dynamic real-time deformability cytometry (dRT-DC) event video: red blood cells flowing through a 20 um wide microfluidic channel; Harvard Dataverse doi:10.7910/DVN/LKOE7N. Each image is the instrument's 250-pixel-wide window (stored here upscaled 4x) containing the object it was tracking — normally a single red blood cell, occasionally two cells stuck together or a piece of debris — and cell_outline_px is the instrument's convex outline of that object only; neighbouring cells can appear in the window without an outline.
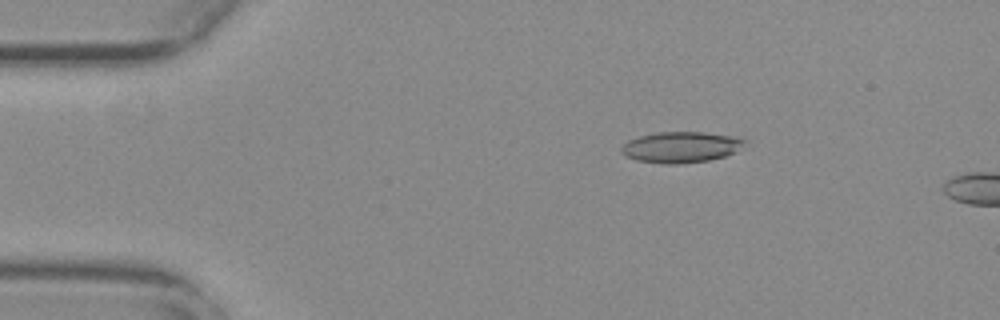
{"species": "common noctule bat (a hibernating species)", "species_latin": "Nyctalus noctula", "temperature_condition": "warm", "stored_images_in_passage": 12, "camera_frame_rate_fps": 3000, "um_per_image_px": 0.085, "animal": {"sex": "female", "body_mass_g": 29.2, "forearm_length_mm": 56.3}, "frame": {"image": 1, "passage_image": 9, "time_ms": 2.667, "image_size_px": [1000, 320], "cell_outline_px": [[748, 140], [736, 152], [724, 156], [708, 160], [676, 164], [668, 164], [636, 160], [620, 152], [620, 148], [628, 140], [640, 136], [656, 132], [704, 132], [736, 136]], "centroid_in_image_um": [57.9, 12.49], "position_along_channel_um": 27.1, "area_um2": 22.2}}